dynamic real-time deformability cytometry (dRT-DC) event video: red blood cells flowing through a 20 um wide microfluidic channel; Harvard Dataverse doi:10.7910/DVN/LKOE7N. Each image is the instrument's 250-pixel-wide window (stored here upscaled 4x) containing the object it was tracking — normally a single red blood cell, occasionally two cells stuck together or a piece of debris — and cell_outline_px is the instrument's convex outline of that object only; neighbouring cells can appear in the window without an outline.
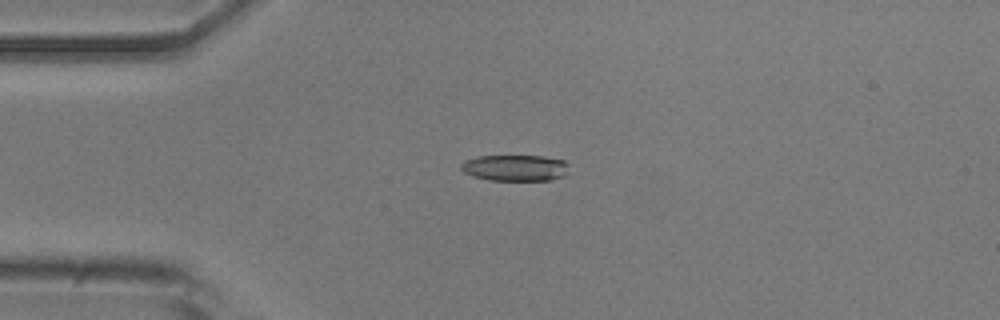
{"species": "common noctule bat (a hibernating species)", "species_latin": "Nyctalus noctula", "temperature_condition": "room temperature", "stored_images_in_passage": 5, "camera_frame_rate_fps": 3000, "um_per_image_px": 0.085, "animal": {"sex": "male", "body_mass_g": 20.5, "forearm_length_mm": 52.5}, "frame": {"image": 1, "passage_image": 4, "time_ms": 1.0, "image_size_px": [1000, 320], "cell_outline_px": [[568, 164], [564, 176], [548, 180], [488, 180], [472, 176], [464, 172], [460, 168], [460, 164], [464, 160], [476, 156], [544, 156], [564, 160]], "centroid_in_image_um": [43.74, 14.26], "position_along_channel_um": 41.3, "area_um2": 16.53}}